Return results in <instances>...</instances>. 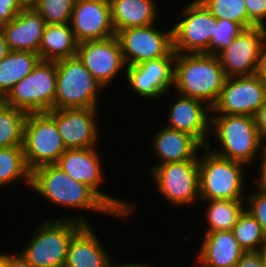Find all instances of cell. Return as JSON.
<instances>
[{
  "instance_id": "7bdbcfd3",
  "label": "cell",
  "mask_w": 266,
  "mask_h": 267,
  "mask_svg": "<svg viewBox=\"0 0 266 267\" xmlns=\"http://www.w3.org/2000/svg\"><path fill=\"white\" fill-rule=\"evenodd\" d=\"M111 267H150V264H145V263H127V264H114V262H112Z\"/></svg>"
},
{
  "instance_id": "7c38bea8",
  "label": "cell",
  "mask_w": 266,
  "mask_h": 267,
  "mask_svg": "<svg viewBox=\"0 0 266 267\" xmlns=\"http://www.w3.org/2000/svg\"><path fill=\"white\" fill-rule=\"evenodd\" d=\"M167 31L157 29L155 24L119 30L116 36L126 66L166 57L173 50L172 27Z\"/></svg>"
},
{
  "instance_id": "d4e9b609",
  "label": "cell",
  "mask_w": 266,
  "mask_h": 267,
  "mask_svg": "<svg viewBox=\"0 0 266 267\" xmlns=\"http://www.w3.org/2000/svg\"><path fill=\"white\" fill-rule=\"evenodd\" d=\"M78 42L70 24H46L38 55L41 61L57 62L76 56Z\"/></svg>"
},
{
  "instance_id": "52a82bcc",
  "label": "cell",
  "mask_w": 266,
  "mask_h": 267,
  "mask_svg": "<svg viewBox=\"0 0 266 267\" xmlns=\"http://www.w3.org/2000/svg\"><path fill=\"white\" fill-rule=\"evenodd\" d=\"M56 82L57 63L40 60L2 101L26 113L48 112L54 109Z\"/></svg>"
},
{
  "instance_id": "e575fe53",
  "label": "cell",
  "mask_w": 266,
  "mask_h": 267,
  "mask_svg": "<svg viewBox=\"0 0 266 267\" xmlns=\"http://www.w3.org/2000/svg\"><path fill=\"white\" fill-rule=\"evenodd\" d=\"M26 6L23 0H0V26L12 21Z\"/></svg>"
},
{
  "instance_id": "ee69618b",
  "label": "cell",
  "mask_w": 266,
  "mask_h": 267,
  "mask_svg": "<svg viewBox=\"0 0 266 267\" xmlns=\"http://www.w3.org/2000/svg\"><path fill=\"white\" fill-rule=\"evenodd\" d=\"M259 252L261 253V257L263 260L264 267H266V242L260 248Z\"/></svg>"
},
{
  "instance_id": "44dd1931",
  "label": "cell",
  "mask_w": 266,
  "mask_h": 267,
  "mask_svg": "<svg viewBox=\"0 0 266 267\" xmlns=\"http://www.w3.org/2000/svg\"><path fill=\"white\" fill-rule=\"evenodd\" d=\"M245 252L232 231L205 232L195 261L197 267H235Z\"/></svg>"
},
{
  "instance_id": "9a60e30c",
  "label": "cell",
  "mask_w": 266,
  "mask_h": 267,
  "mask_svg": "<svg viewBox=\"0 0 266 267\" xmlns=\"http://www.w3.org/2000/svg\"><path fill=\"white\" fill-rule=\"evenodd\" d=\"M76 56L104 89L127 67L116 35L78 43Z\"/></svg>"
},
{
  "instance_id": "277c9868",
  "label": "cell",
  "mask_w": 266,
  "mask_h": 267,
  "mask_svg": "<svg viewBox=\"0 0 266 267\" xmlns=\"http://www.w3.org/2000/svg\"><path fill=\"white\" fill-rule=\"evenodd\" d=\"M210 133L215 135L221 149L211 148L210 143L205 148L228 160L250 166L256 160L257 153L261 157L266 151L265 142L260 139L253 116L212 115Z\"/></svg>"
},
{
  "instance_id": "f1b7e54d",
  "label": "cell",
  "mask_w": 266,
  "mask_h": 267,
  "mask_svg": "<svg viewBox=\"0 0 266 267\" xmlns=\"http://www.w3.org/2000/svg\"><path fill=\"white\" fill-rule=\"evenodd\" d=\"M27 114L0 100V148L23 145Z\"/></svg>"
},
{
  "instance_id": "f35d334b",
  "label": "cell",
  "mask_w": 266,
  "mask_h": 267,
  "mask_svg": "<svg viewBox=\"0 0 266 267\" xmlns=\"http://www.w3.org/2000/svg\"><path fill=\"white\" fill-rule=\"evenodd\" d=\"M254 75L266 82V39L261 45Z\"/></svg>"
},
{
  "instance_id": "3957f363",
  "label": "cell",
  "mask_w": 266,
  "mask_h": 267,
  "mask_svg": "<svg viewBox=\"0 0 266 267\" xmlns=\"http://www.w3.org/2000/svg\"><path fill=\"white\" fill-rule=\"evenodd\" d=\"M85 225L90 223L79 215L44 219L19 253L33 267H64L69 244Z\"/></svg>"
},
{
  "instance_id": "bcb514c9",
  "label": "cell",
  "mask_w": 266,
  "mask_h": 267,
  "mask_svg": "<svg viewBox=\"0 0 266 267\" xmlns=\"http://www.w3.org/2000/svg\"><path fill=\"white\" fill-rule=\"evenodd\" d=\"M26 5H32L36 0H23Z\"/></svg>"
},
{
  "instance_id": "4dcf8cb0",
  "label": "cell",
  "mask_w": 266,
  "mask_h": 267,
  "mask_svg": "<svg viewBox=\"0 0 266 267\" xmlns=\"http://www.w3.org/2000/svg\"><path fill=\"white\" fill-rule=\"evenodd\" d=\"M216 19H228L244 29L256 27L249 19L245 0H200Z\"/></svg>"
},
{
  "instance_id": "f546056e",
  "label": "cell",
  "mask_w": 266,
  "mask_h": 267,
  "mask_svg": "<svg viewBox=\"0 0 266 267\" xmlns=\"http://www.w3.org/2000/svg\"><path fill=\"white\" fill-rule=\"evenodd\" d=\"M231 231L246 252L259 251L266 242L261 225L246 209Z\"/></svg>"
},
{
  "instance_id": "f6af8a7d",
  "label": "cell",
  "mask_w": 266,
  "mask_h": 267,
  "mask_svg": "<svg viewBox=\"0 0 266 267\" xmlns=\"http://www.w3.org/2000/svg\"><path fill=\"white\" fill-rule=\"evenodd\" d=\"M8 254L0 252V267H5Z\"/></svg>"
},
{
  "instance_id": "8fae6325",
  "label": "cell",
  "mask_w": 266,
  "mask_h": 267,
  "mask_svg": "<svg viewBox=\"0 0 266 267\" xmlns=\"http://www.w3.org/2000/svg\"><path fill=\"white\" fill-rule=\"evenodd\" d=\"M182 19L172 27L175 53H208L216 18L200 0H193L180 12Z\"/></svg>"
},
{
  "instance_id": "603a6c76",
  "label": "cell",
  "mask_w": 266,
  "mask_h": 267,
  "mask_svg": "<svg viewBox=\"0 0 266 267\" xmlns=\"http://www.w3.org/2000/svg\"><path fill=\"white\" fill-rule=\"evenodd\" d=\"M90 225H85L71 240L64 267H111L112 258Z\"/></svg>"
},
{
  "instance_id": "5bb4252c",
  "label": "cell",
  "mask_w": 266,
  "mask_h": 267,
  "mask_svg": "<svg viewBox=\"0 0 266 267\" xmlns=\"http://www.w3.org/2000/svg\"><path fill=\"white\" fill-rule=\"evenodd\" d=\"M176 53L172 50L166 57L142 62L126 67L125 79L133 93L145 99H158L167 95L173 86L174 59Z\"/></svg>"
},
{
  "instance_id": "484cf974",
  "label": "cell",
  "mask_w": 266,
  "mask_h": 267,
  "mask_svg": "<svg viewBox=\"0 0 266 267\" xmlns=\"http://www.w3.org/2000/svg\"><path fill=\"white\" fill-rule=\"evenodd\" d=\"M40 61L38 53L10 50L0 62V100Z\"/></svg>"
},
{
  "instance_id": "5b68a950",
  "label": "cell",
  "mask_w": 266,
  "mask_h": 267,
  "mask_svg": "<svg viewBox=\"0 0 266 267\" xmlns=\"http://www.w3.org/2000/svg\"><path fill=\"white\" fill-rule=\"evenodd\" d=\"M202 150L206 153L199 152L198 159L200 201L245 200L243 189L247 165L219 157L205 147Z\"/></svg>"
},
{
  "instance_id": "8992f818",
  "label": "cell",
  "mask_w": 266,
  "mask_h": 267,
  "mask_svg": "<svg viewBox=\"0 0 266 267\" xmlns=\"http://www.w3.org/2000/svg\"><path fill=\"white\" fill-rule=\"evenodd\" d=\"M56 63L54 109L98 107V95L104 88L79 58L74 56Z\"/></svg>"
},
{
  "instance_id": "60d3db41",
  "label": "cell",
  "mask_w": 266,
  "mask_h": 267,
  "mask_svg": "<svg viewBox=\"0 0 266 267\" xmlns=\"http://www.w3.org/2000/svg\"><path fill=\"white\" fill-rule=\"evenodd\" d=\"M5 267H33L20 253L8 254Z\"/></svg>"
},
{
  "instance_id": "ba28073f",
  "label": "cell",
  "mask_w": 266,
  "mask_h": 267,
  "mask_svg": "<svg viewBox=\"0 0 266 267\" xmlns=\"http://www.w3.org/2000/svg\"><path fill=\"white\" fill-rule=\"evenodd\" d=\"M22 147L31 172L43 165L56 164L67 150L55 120L47 112L27 114Z\"/></svg>"
},
{
  "instance_id": "83f0119b",
  "label": "cell",
  "mask_w": 266,
  "mask_h": 267,
  "mask_svg": "<svg viewBox=\"0 0 266 267\" xmlns=\"http://www.w3.org/2000/svg\"><path fill=\"white\" fill-rule=\"evenodd\" d=\"M31 187V171L28 169L22 146L0 148V188L17 180Z\"/></svg>"
},
{
  "instance_id": "6da1fadb",
  "label": "cell",
  "mask_w": 266,
  "mask_h": 267,
  "mask_svg": "<svg viewBox=\"0 0 266 267\" xmlns=\"http://www.w3.org/2000/svg\"><path fill=\"white\" fill-rule=\"evenodd\" d=\"M52 205L107 214L125 221L130 214H117L92 188L77 182L55 164L31 172V188ZM110 214V215H109Z\"/></svg>"
},
{
  "instance_id": "b9f144b4",
  "label": "cell",
  "mask_w": 266,
  "mask_h": 267,
  "mask_svg": "<svg viewBox=\"0 0 266 267\" xmlns=\"http://www.w3.org/2000/svg\"><path fill=\"white\" fill-rule=\"evenodd\" d=\"M9 48L6 43V38L2 28L0 27V62L5 58L9 52Z\"/></svg>"
},
{
  "instance_id": "2e32d148",
  "label": "cell",
  "mask_w": 266,
  "mask_h": 267,
  "mask_svg": "<svg viewBox=\"0 0 266 267\" xmlns=\"http://www.w3.org/2000/svg\"><path fill=\"white\" fill-rule=\"evenodd\" d=\"M98 107L52 109L47 113L55 120L67 149L98 146Z\"/></svg>"
},
{
  "instance_id": "cb8c5ba5",
  "label": "cell",
  "mask_w": 266,
  "mask_h": 267,
  "mask_svg": "<svg viewBox=\"0 0 266 267\" xmlns=\"http://www.w3.org/2000/svg\"><path fill=\"white\" fill-rule=\"evenodd\" d=\"M116 33L129 27L156 24L159 13L156 0H109Z\"/></svg>"
},
{
  "instance_id": "d6a6232c",
  "label": "cell",
  "mask_w": 266,
  "mask_h": 267,
  "mask_svg": "<svg viewBox=\"0 0 266 267\" xmlns=\"http://www.w3.org/2000/svg\"><path fill=\"white\" fill-rule=\"evenodd\" d=\"M244 28L228 19H216L213 36L210 42V54L217 55L222 49L232 44L233 38L238 36Z\"/></svg>"
},
{
  "instance_id": "ac0fdd59",
  "label": "cell",
  "mask_w": 266,
  "mask_h": 267,
  "mask_svg": "<svg viewBox=\"0 0 266 267\" xmlns=\"http://www.w3.org/2000/svg\"><path fill=\"white\" fill-rule=\"evenodd\" d=\"M70 26L78 43L116 35L109 0H76Z\"/></svg>"
},
{
  "instance_id": "30bf717a",
  "label": "cell",
  "mask_w": 266,
  "mask_h": 267,
  "mask_svg": "<svg viewBox=\"0 0 266 267\" xmlns=\"http://www.w3.org/2000/svg\"><path fill=\"white\" fill-rule=\"evenodd\" d=\"M149 170L157 190L170 204L183 207L200 201L198 160L153 165Z\"/></svg>"
},
{
  "instance_id": "8d00e7d4",
  "label": "cell",
  "mask_w": 266,
  "mask_h": 267,
  "mask_svg": "<svg viewBox=\"0 0 266 267\" xmlns=\"http://www.w3.org/2000/svg\"><path fill=\"white\" fill-rule=\"evenodd\" d=\"M235 267H264L261 253L259 251L245 252Z\"/></svg>"
},
{
  "instance_id": "836d02e7",
  "label": "cell",
  "mask_w": 266,
  "mask_h": 267,
  "mask_svg": "<svg viewBox=\"0 0 266 267\" xmlns=\"http://www.w3.org/2000/svg\"><path fill=\"white\" fill-rule=\"evenodd\" d=\"M246 210L258 221L261 225L264 237L266 239V194L259 191L249 193L246 196Z\"/></svg>"
},
{
  "instance_id": "4fadbf2b",
  "label": "cell",
  "mask_w": 266,
  "mask_h": 267,
  "mask_svg": "<svg viewBox=\"0 0 266 267\" xmlns=\"http://www.w3.org/2000/svg\"><path fill=\"white\" fill-rule=\"evenodd\" d=\"M266 99V82L255 75L227 77L210 115L253 116Z\"/></svg>"
},
{
  "instance_id": "d6986e66",
  "label": "cell",
  "mask_w": 266,
  "mask_h": 267,
  "mask_svg": "<svg viewBox=\"0 0 266 267\" xmlns=\"http://www.w3.org/2000/svg\"><path fill=\"white\" fill-rule=\"evenodd\" d=\"M178 98L170 102L168 122L165 127L189 133L204 147L208 144L210 134L212 108L200 100L178 94Z\"/></svg>"
},
{
  "instance_id": "e0dca14e",
  "label": "cell",
  "mask_w": 266,
  "mask_h": 267,
  "mask_svg": "<svg viewBox=\"0 0 266 267\" xmlns=\"http://www.w3.org/2000/svg\"><path fill=\"white\" fill-rule=\"evenodd\" d=\"M266 39V27L244 29L233 38L229 47L222 49L217 57L226 77L254 75L258 54Z\"/></svg>"
},
{
  "instance_id": "7402d4cb",
  "label": "cell",
  "mask_w": 266,
  "mask_h": 267,
  "mask_svg": "<svg viewBox=\"0 0 266 267\" xmlns=\"http://www.w3.org/2000/svg\"><path fill=\"white\" fill-rule=\"evenodd\" d=\"M151 149L157 154L158 164L198 160L204 146L186 132L163 127L154 134Z\"/></svg>"
},
{
  "instance_id": "9c48e42d",
  "label": "cell",
  "mask_w": 266,
  "mask_h": 267,
  "mask_svg": "<svg viewBox=\"0 0 266 267\" xmlns=\"http://www.w3.org/2000/svg\"><path fill=\"white\" fill-rule=\"evenodd\" d=\"M96 150V147L67 149L55 165L72 179L92 188L117 214L131 213L132 215L136 209L135 203L117 199L99 189L101 188L99 185L105 178L102 169L103 162Z\"/></svg>"
},
{
  "instance_id": "1f68e13d",
  "label": "cell",
  "mask_w": 266,
  "mask_h": 267,
  "mask_svg": "<svg viewBox=\"0 0 266 267\" xmlns=\"http://www.w3.org/2000/svg\"><path fill=\"white\" fill-rule=\"evenodd\" d=\"M76 0H36L32 6L46 24H70Z\"/></svg>"
},
{
  "instance_id": "ab89813d",
  "label": "cell",
  "mask_w": 266,
  "mask_h": 267,
  "mask_svg": "<svg viewBox=\"0 0 266 267\" xmlns=\"http://www.w3.org/2000/svg\"><path fill=\"white\" fill-rule=\"evenodd\" d=\"M261 159V160H260ZM259 161V170L260 173L259 176L254 179H252V181L254 182V184L256 185V191H259L263 194H266V151L265 153L260 157Z\"/></svg>"
},
{
  "instance_id": "74e56055",
  "label": "cell",
  "mask_w": 266,
  "mask_h": 267,
  "mask_svg": "<svg viewBox=\"0 0 266 267\" xmlns=\"http://www.w3.org/2000/svg\"><path fill=\"white\" fill-rule=\"evenodd\" d=\"M254 124L260 136V139H266V99L257 112L253 115Z\"/></svg>"
},
{
  "instance_id": "d590c367",
  "label": "cell",
  "mask_w": 266,
  "mask_h": 267,
  "mask_svg": "<svg viewBox=\"0 0 266 267\" xmlns=\"http://www.w3.org/2000/svg\"><path fill=\"white\" fill-rule=\"evenodd\" d=\"M249 19L256 26L266 27V0H245Z\"/></svg>"
},
{
  "instance_id": "ffe728a7",
  "label": "cell",
  "mask_w": 266,
  "mask_h": 267,
  "mask_svg": "<svg viewBox=\"0 0 266 267\" xmlns=\"http://www.w3.org/2000/svg\"><path fill=\"white\" fill-rule=\"evenodd\" d=\"M45 25L41 15L27 5L12 21L0 27L9 50L38 53Z\"/></svg>"
},
{
  "instance_id": "7a4b0ae2",
  "label": "cell",
  "mask_w": 266,
  "mask_h": 267,
  "mask_svg": "<svg viewBox=\"0 0 266 267\" xmlns=\"http://www.w3.org/2000/svg\"><path fill=\"white\" fill-rule=\"evenodd\" d=\"M226 78L217 55L176 53L173 86L178 94L200 100L213 108Z\"/></svg>"
},
{
  "instance_id": "4316f807",
  "label": "cell",
  "mask_w": 266,
  "mask_h": 267,
  "mask_svg": "<svg viewBox=\"0 0 266 267\" xmlns=\"http://www.w3.org/2000/svg\"><path fill=\"white\" fill-rule=\"evenodd\" d=\"M206 222L208 227L205 232L231 231L240 215L246 209L244 200H209L206 201Z\"/></svg>"
}]
</instances>
